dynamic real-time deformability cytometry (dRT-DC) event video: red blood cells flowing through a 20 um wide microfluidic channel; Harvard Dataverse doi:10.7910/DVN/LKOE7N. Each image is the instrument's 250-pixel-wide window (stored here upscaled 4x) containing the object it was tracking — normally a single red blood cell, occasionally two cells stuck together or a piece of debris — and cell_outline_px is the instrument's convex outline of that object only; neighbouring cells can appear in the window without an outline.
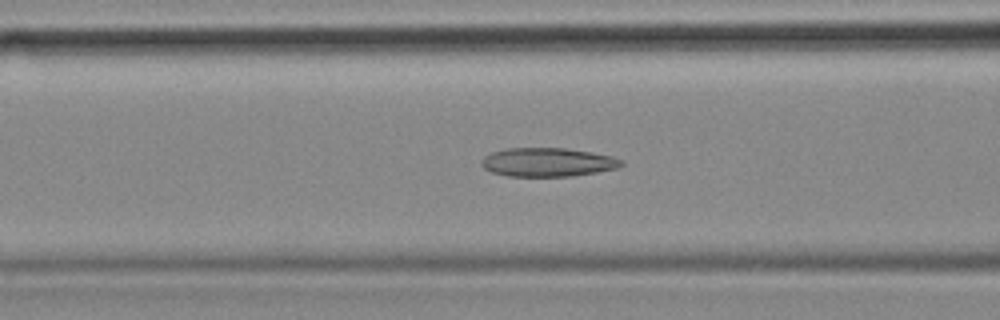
{"species": "common noctule bat (a hibernating species)", "species_latin": "Nyctalus noctula", "temperature_condition": "cold", "stored_images_in_passage": 52, "camera_frame_rate_fps": 3000, "um_per_image_px": 0.085, "animal": {"sex": "female", "body_mass_g": 18.4}, "frame": {"image": 1, "passage_image": 17, "time_ms": 5.333, "image_size_px": [1000, 320], "cell_outline_px": [[624, 164], [616, 168], [596, 172], [572, 176], [508, 176], [492, 172], [484, 168], [480, 164], [484, 156], [492, 152], [508, 148], [564, 148], [592, 152], [612, 156], [624, 160]], "centroid_in_image_um": [46.56, 13.78], "position_along_channel_um": 120.0, "area_um2": 23.41}}
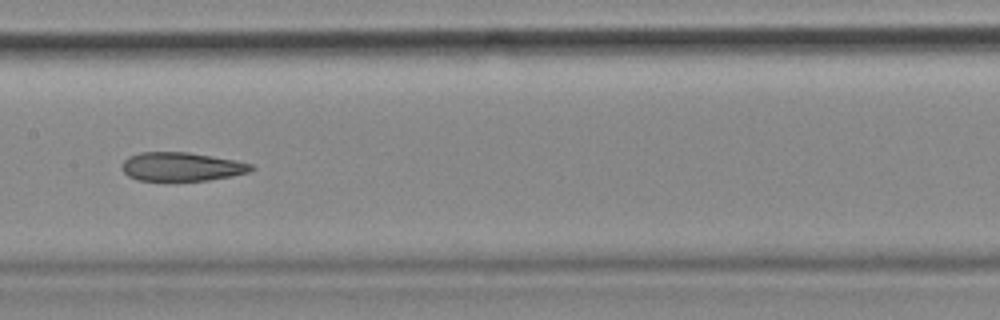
{"frame": {"image": 2, "passage_image": 23, "time_ms": 7.333, "image_size_px": [1000, 320], "cell_outline_px": [[256, 168], [248, 172], [232, 176], [208, 180], [136, 180], [128, 176], [120, 168], [124, 160], [128, 156], [140, 152], [188, 152], [232, 160], [252, 164]], "centroid_in_image_um": [15.39, 14.16], "position_along_channel_um": 192.0, "area_um2": 21.5}}
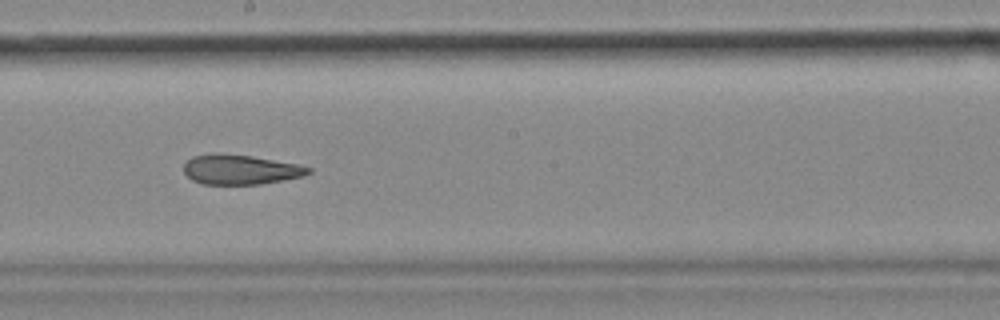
{"frame": {"image": 3, "passage_image": 26, "time_ms": 8.333, "image_size_px": [1000, 320], "cell_outline_px": [[312, 172], [304, 176], [260, 184], [204, 184], [192, 180], [184, 172], [184, 164], [192, 156], [216, 152], [252, 156], [296, 164], [312, 168]], "centroid_in_image_um": [20.42, 14.4], "position_along_channel_um": 227.8, "area_um2": 21.62}, "authors_computed_cell_mechanics": {"area_um2": 23.3801, "velocity_mm_per_s": 3.6051, "shape_relaxation_time_tau1_ms": null, "shape_relaxation_time_tau2_ms": 5.6492, "deformation_change_tau1": null, "deformation_change_tau2": 0.1577}}